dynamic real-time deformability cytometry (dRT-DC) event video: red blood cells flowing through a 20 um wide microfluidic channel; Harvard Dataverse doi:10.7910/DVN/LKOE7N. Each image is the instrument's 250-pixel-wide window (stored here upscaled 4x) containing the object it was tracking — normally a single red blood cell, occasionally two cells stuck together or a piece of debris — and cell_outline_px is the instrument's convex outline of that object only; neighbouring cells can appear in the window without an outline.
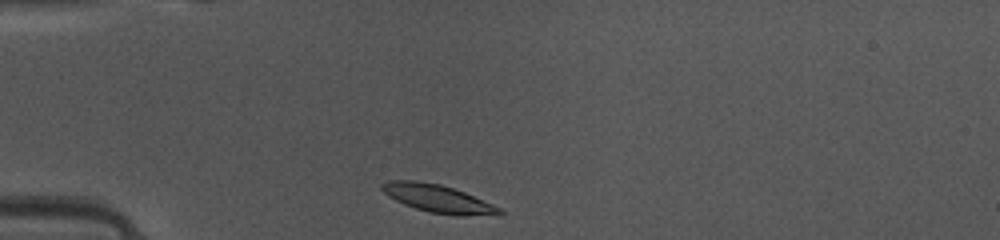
{"species": "common noctule bat (a hibernating species)", "species_latin": "Nyctalus noctula", "temperature_condition": "warm", "stored_images_in_passage": 36, "camera_frame_rate_fps": 3000, "um_per_image_px": 0.085, "animal": {"sex": "female", "body_mass_g": 10.0, "forearm_length_mm": 53.1}, "frame": {"image": 1, "passage_image": 1, "time_ms": 0.0, "image_size_px": [1000, 240], "cell_outline_px": [[504, 212], [500, 216], [428, 212], [404, 204], [388, 196], [380, 188], [380, 184], [388, 180], [416, 180], [440, 184], [464, 192], [504, 208]], "centroid_in_image_um": [37.24, 16.86], "position_along_channel_um": 47.8, "area_um2": 18.9}}
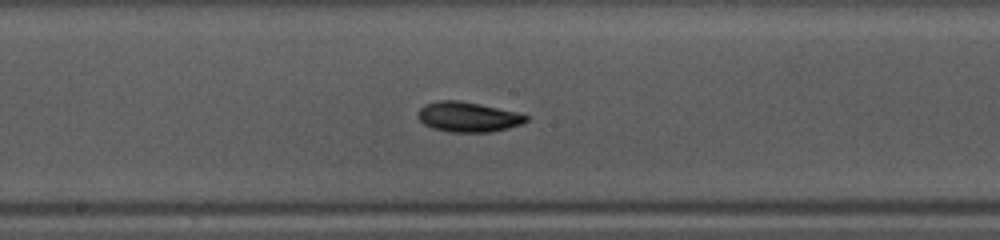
{"frame": {"image": 2, "passage_image": 14, "time_ms": 4.333, "image_size_px": [1000, 240], "cell_outline_px": [[528, 120], [520, 124], [508, 128], [492, 132], [448, 132], [432, 128], [424, 124], [416, 116], [416, 112], [424, 104], [436, 100], [460, 100], [520, 112], [528, 116]], "centroid_in_image_um": [39.75, 9.93], "position_along_channel_um": 208.4, "area_um2": 19.25}}
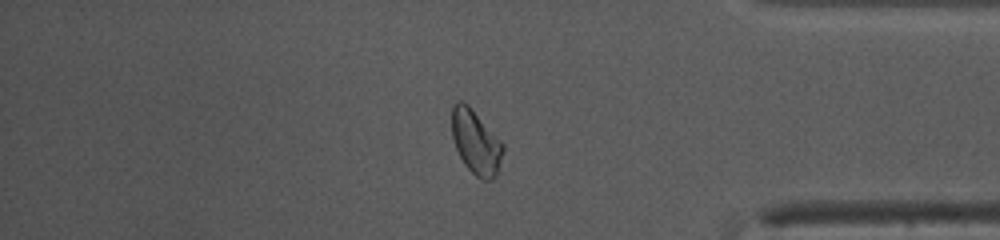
{"frame": {"image": 3, "passage_image": 29, "time_ms": 9.333, "image_size_px": [1000, 240], "cell_outline_px": [[504, 148], [496, 176], [492, 180], [480, 180], [464, 164], [456, 148], [452, 136], [452, 104], [456, 100], [460, 100], [468, 104], [472, 108], [504, 144]], "centroid_in_image_um": [40.44, 12.06], "position_along_channel_um": 394.8, "area_um2": 19.19}, "authors_computed_cell_mechanics": {"area_um2": 18.5538, "velocity_mm_per_s": 4.1049, "shape_relaxation_time_tau1_ms": 2.1368, "shape_relaxation_time_tau2_ms": 10.7716, "deformation_change_tau1": 0.1171, "deformation_change_tau2": 0.1272}}